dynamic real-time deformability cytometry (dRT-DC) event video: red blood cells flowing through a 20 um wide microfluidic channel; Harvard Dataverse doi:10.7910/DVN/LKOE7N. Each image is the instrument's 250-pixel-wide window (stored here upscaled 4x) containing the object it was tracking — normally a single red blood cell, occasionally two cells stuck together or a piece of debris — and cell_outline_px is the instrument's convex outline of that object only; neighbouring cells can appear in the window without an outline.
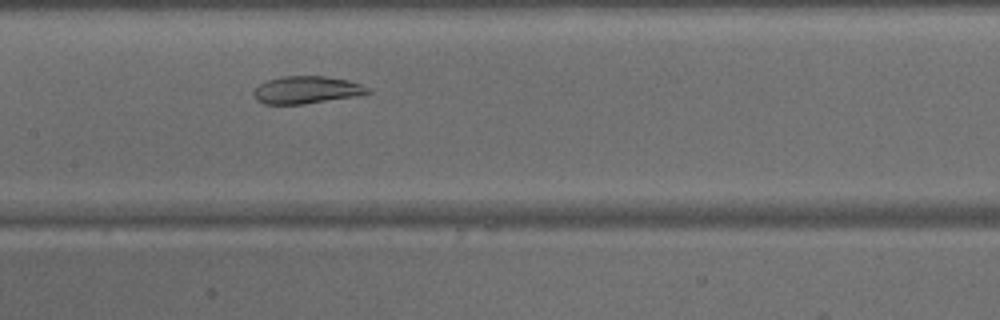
{"species": "common noctule bat (a hibernating species)", "species_latin": "Nyctalus noctula", "temperature_condition": "warm", "stored_images_in_passage": 40, "camera_frame_rate_fps": 3000, "um_per_image_px": 0.085, "animal": {"sex": "male", "body_mass_g": 15.6}, "frame": {"image": 1, "passage_image": 15, "time_ms": 4.667, "image_size_px": [1000, 320], "cell_outline_px": [[372, 92], [352, 96], [304, 104], [264, 104], [256, 100], [252, 92], [260, 84], [268, 80], [284, 76], [324, 76], [348, 80], [360, 84], [368, 88]], "centroid_in_image_um": [26.01, 7.64], "position_along_channel_um": 181.4, "area_um2": 17.98}}
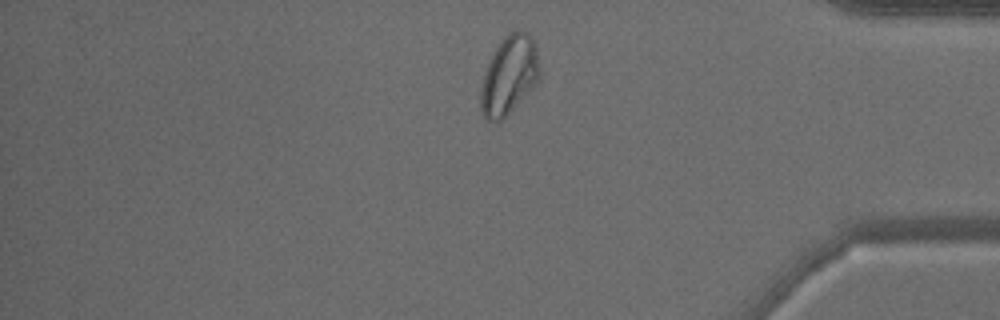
{"frame": {"image": 2, "passage_image": 32, "time_ms": 10.333, "image_size_px": [1000, 320], "cell_outline_px": [[540, 80], [496, 124], [488, 120], [484, 116], [480, 108], [480, 88], [484, 72], [496, 48], [504, 36], [508, 32], [516, 28], [520, 28], [528, 32], [536, 40], [540, 68]], "centroid_in_image_um": [43.3, 6.32], "position_along_channel_um": 391.9, "area_um2": 27.28}}
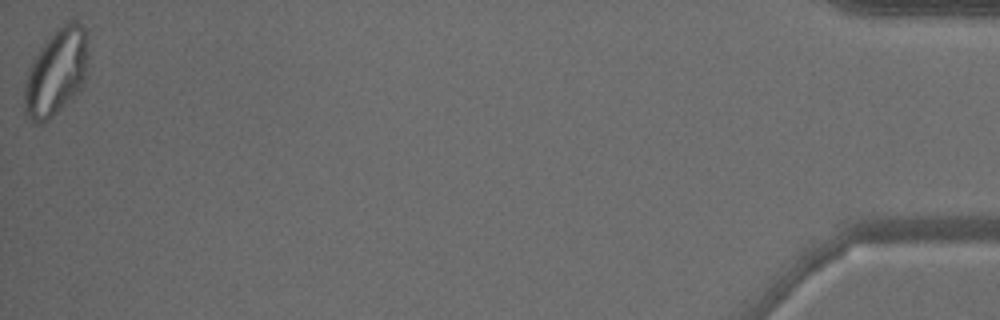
{"frame": {"image": 3, "passage_image": 40, "time_ms": 13.0, "image_size_px": [1000, 320], "cell_outline_px": [[88, 64], [84, 80], [80, 92], [44, 124], [40, 124], [32, 120], [24, 112], [24, 80], [28, 68], [32, 60], [40, 48], [56, 28], [60, 24], [68, 20], [80, 24], [84, 28], [88, 36]], "centroid_in_image_um": [4.79, 6.13], "position_along_channel_um": 430.4, "area_um2": 32.89}}